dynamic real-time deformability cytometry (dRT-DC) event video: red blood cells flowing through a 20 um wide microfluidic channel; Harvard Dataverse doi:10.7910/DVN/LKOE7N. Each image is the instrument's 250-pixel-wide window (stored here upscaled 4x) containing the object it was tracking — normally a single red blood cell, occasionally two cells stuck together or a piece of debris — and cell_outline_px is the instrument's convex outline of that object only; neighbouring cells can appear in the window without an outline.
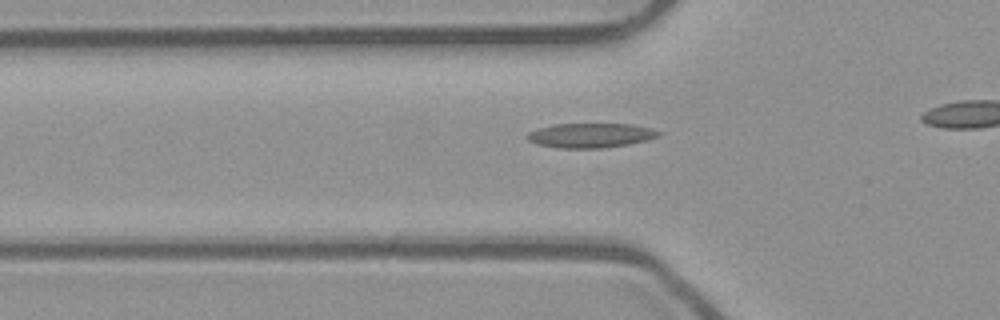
{"species": "common noctule bat (a hibernating species)", "species_latin": "Nyctalus noctula", "temperature_condition": "room temperature", "stored_images_in_passage": 29, "camera_frame_rate_fps": 3000, "um_per_image_px": 0.085, "animal": {"sex": "male", "body_mass_g": 23.1, "forearm_length_mm": 52.7}, "frame": {"image": 1, "passage_image": 5, "time_ms": 1.333, "image_size_px": [1000, 320], "cell_outline_px": [[660, 136], [648, 140], [628, 144], [604, 148], [560, 148], [536, 144], [528, 140], [524, 136], [528, 132], [536, 128], [552, 124], [632, 124], [652, 128], [660, 132]], "centroid_in_image_um": [50.17, 11.5], "position_along_channel_um": 75.6, "area_um2": 19.02}}
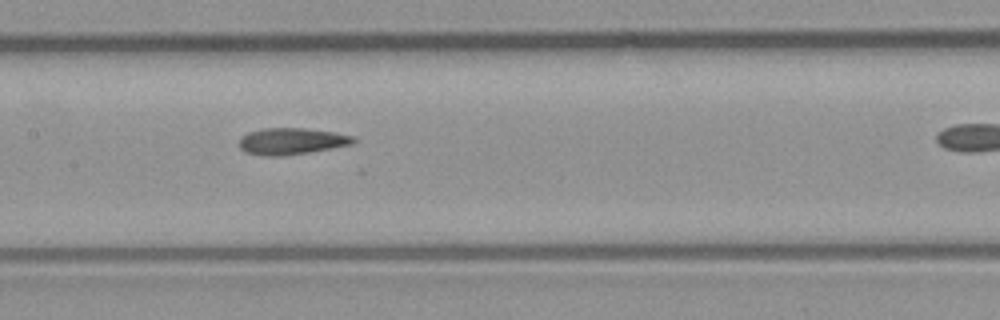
{"frame": {"image": 2, "passage_image": 13, "time_ms": 4.0, "image_size_px": [1000, 320], "cell_outline_px": [[356, 140], [352, 144], [308, 152], [280, 156], [264, 156], [244, 152], [236, 144], [240, 136], [248, 132], [264, 128], [304, 128], [336, 132], [356, 136]], "centroid_in_image_um": [24.73, 11.99], "position_along_channel_um": 182.7, "area_um2": 17.92}}
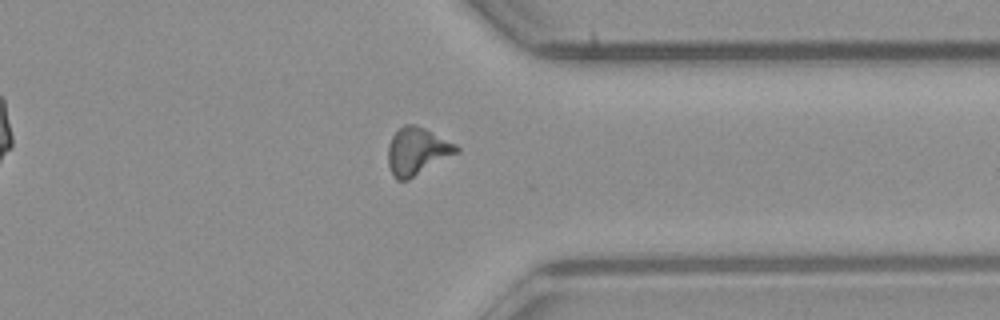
{"frame": {"image": 3, "passage_image": 28, "time_ms": 9.0, "image_size_px": [1000, 320], "cell_outline_px": [[460, 152], [408, 180], [396, 180], [392, 176], [388, 164], [388, 144], [392, 136], [404, 124], [416, 124], [456, 144], [460, 148]], "centroid_in_image_um": [35.45, 12.87], "position_along_channel_um": 375.9, "area_um2": 19.02}}